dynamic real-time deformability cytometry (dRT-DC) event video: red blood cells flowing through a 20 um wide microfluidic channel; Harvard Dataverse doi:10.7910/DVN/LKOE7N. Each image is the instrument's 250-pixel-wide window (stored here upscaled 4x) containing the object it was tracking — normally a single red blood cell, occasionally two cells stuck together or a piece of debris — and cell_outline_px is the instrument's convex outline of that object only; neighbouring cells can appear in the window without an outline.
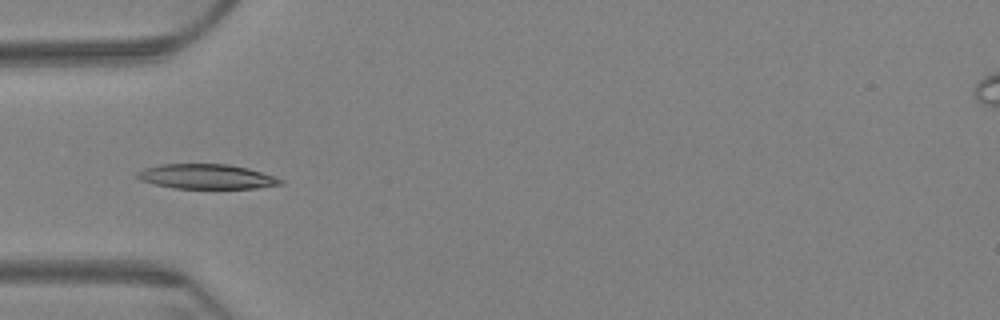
{"species": "Egyptian fruit bat (a non-hibernating species)", "species_latin": "Rousettus aegyptiacus", "temperature_condition": "warm", "stored_images_in_passage": 8, "camera_frame_rate_fps": 3000, "um_per_image_px": 0.085, "animal": {"sex": "female"}, "frame": {"image": 1, "passage_image": 6, "time_ms": 1.667, "image_size_px": [1000, 320], "cell_outline_px": [[284, 184], [256, 188], [176, 188], [152, 184], [140, 180], [136, 176], [136, 172], [144, 168], [160, 164], [228, 164], [248, 168], [284, 180]], "centroid_in_image_um": [17.52, 15.0], "position_along_channel_um": 67.5, "area_um2": 20.63}}
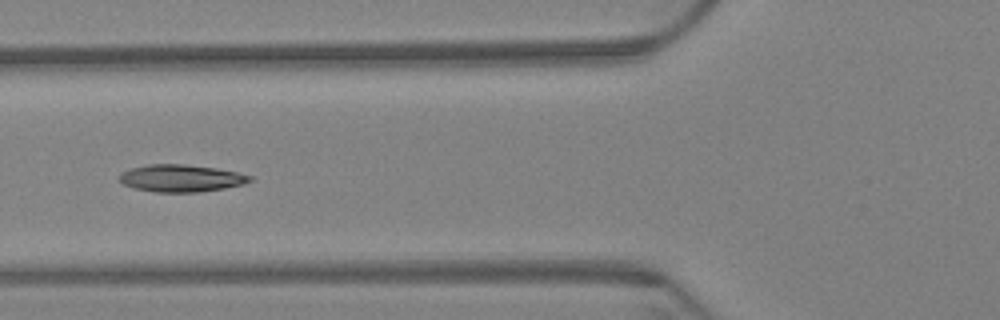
{"frame": {"image": 2, "passage_image": 7, "time_ms": 2.0, "image_size_px": [1000, 320], "cell_outline_px": [[252, 180], [244, 184], [224, 188], [200, 192], [156, 192], [136, 188], [124, 184], [116, 180], [124, 172], [132, 168], [148, 164], [184, 164], [216, 168], [236, 172], [252, 176]], "centroid_in_image_um": [15.4, 15.15], "position_along_channel_um": 110.4, "area_um2": 20.58}}
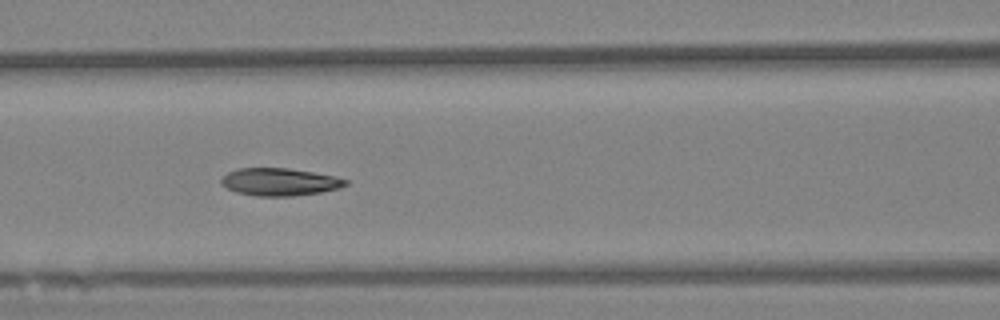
{"frame": {"image": 3, "passage_image": 8, "time_ms": 2.333, "image_size_px": [1000, 320], "cell_outline_px": [[348, 184], [340, 188], [320, 192], [292, 196], [256, 196], [236, 192], [220, 184], [220, 180], [228, 172], [236, 168], [288, 168], [336, 176], [348, 180]], "centroid_in_image_um": [23.77, 15.46], "position_along_channel_um": 142.8, "area_um2": 20.0}}